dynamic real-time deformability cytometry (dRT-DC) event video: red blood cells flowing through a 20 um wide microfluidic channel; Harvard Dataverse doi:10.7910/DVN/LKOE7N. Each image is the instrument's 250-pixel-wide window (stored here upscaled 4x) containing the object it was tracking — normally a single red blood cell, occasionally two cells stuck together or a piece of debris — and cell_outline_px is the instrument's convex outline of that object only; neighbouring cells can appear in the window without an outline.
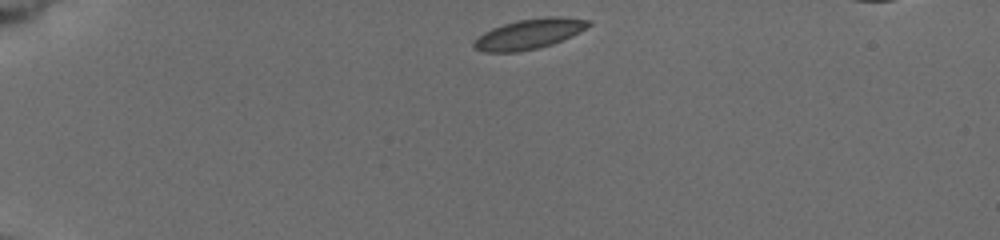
{"species": "common noctule bat (a hibernating species)", "species_latin": "Nyctalus noctula", "temperature_condition": "cold", "stored_images_in_passage": 47, "camera_frame_rate_fps": 3000, "um_per_image_px": 0.085, "animal": {"sex": "female", "body_mass_g": 19.5, "forearm_length_mm": 54.1}, "frame": {"image": 1, "passage_image": 1, "time_ms": 0.0, "image_size_px": [1000, 240], "cell_outline_px": [[592, 24], [552, 44], [520, 52], [484, 52], [472, 48], [472, 44], [484, 32], [492, 28], [516, 20], [544, 16], [564, 16], [592, 20]], "centroid_in_image_um": [44.95, 2.87], "position_along_channel_um": 40.0, "area_um2": 20.0}}
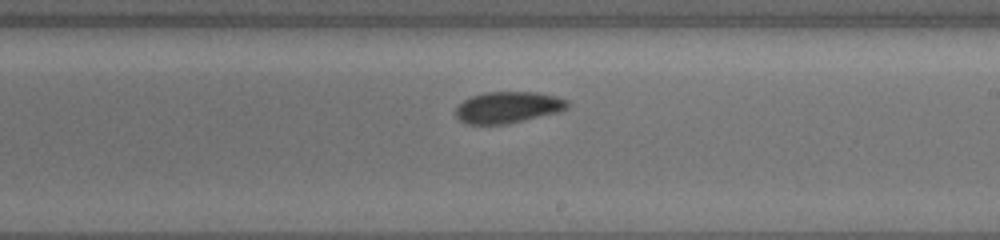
{"frame": {"image": 2, "passage_image": 18, "time_ms": 7.0, "image_size_px": [1000, 240], "cell_outline_px": [[572, 104], [568, 108], [560, 112], [504, 124], [468, 124], [460, 120], [456, 116], [456, 104], [472, 96], [484, 92], [540, 92], [556, 96], [568, 100]], "centroid_in_image_um": [43.21, 9.11], "position_along_channel_um": 245.8, "area_um2": 20.63}}
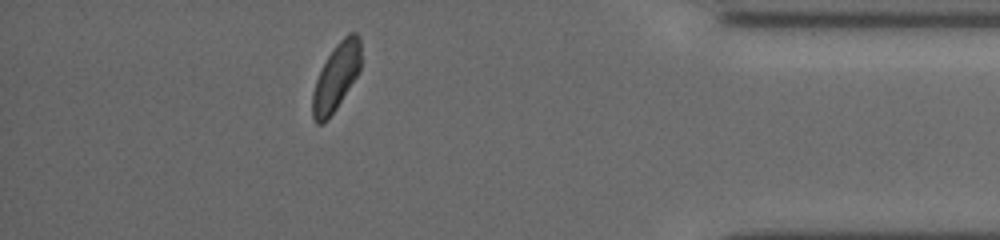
{"frame": {"image": 3, "passage_image": 39, "time_ms": 12.0, "image_size_px": [1000, 240], "cell_outline_px": [[360, 68], [356, 76], [336, 108], [320, 124], [316, 124], [312, 116], [312, 92], [316, 80], [332, 48], [348, 32], [356, 32], [360, 40]], "centroid_in_image_um": [28.56, 6.51], "position_along_channel_um": 406.6, "area_um2": 18.44}, "authors_computed_cell_mechanics": {"area_um2": 20.0566, "velocity_mm_per_s": 3.8238, "shape_relaxation_time_tau1_ms": 2.7202, "shape_relaxation_time_tau2_ms": null, "deformation_change_tau1": 0.0662, "deformation_change_tau2": null}}